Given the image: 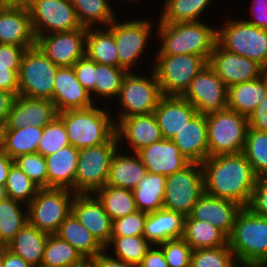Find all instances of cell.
I'll use <instances>...</instances> for the list:
<instances>
[{
	"mask_svg": "<svg viewBox=\"0 0 267 267\" xmlns=\"http://www.w3.org/2000/svg\"><path fill=\"white\" fill-rule=\"evenodd\" d=\"M43 128L29 125L20 129H0L1 151L12 159L17 156L37 153Z\"/></svg>",
	"mask_w": 267,
	"mask_h": 267,
	"instance_id": "cell-33",
	"label": "cell"
},
{
	"mask_svg": "<svg viewBox=\"0 0 267 267\" xmlns=\"http://www.w3.org/2000/svg\"><path fill=\"white\" fill-rule=\"evenodd\" d=\"M105 105L95 104L85 109L58 113L57 117L65 126L70 145L77 149L94 147L106 143L115 134L112 109H108L111 104L105 102Z\"/></svg>",
	"mask_w": 267,
	"mask_h": 267,
	"instance_id": "cell-3",
	"label": "cell"
},
{
	"mask_svg": "<svg viewBox=\"0 0 267 267\" xmlns=\"http://www.w3.org/2000/svg\"><path fill=\"white\" fill-rule=\"evenodd\" d=\"M159 246L169 267H190L193 249L183 238L167 240Z\"/></svg>",
	"mask_w": 267,
	"mask_h": 267,
	"instance_id": "cell-50",
	"label": "cell"
},
{
	"mask_svg": "<svg viewBox=\"0 0 267 267\" xmlns=\"http://www.w3.org/2000/svg\"><path fill=\"white\" fill-rule=\"evenodd\" d=\"M148 71L146 75L144 72L142 74L134 71L128 72L124 77L117 101L114 102L118 103L119 107L117 106L116 109L119 111H111L115 125L121 119L132 115L153 113L158 106L163 94L155 73L151 68Z\"/></svg>",
	"mask_w": 267,
	"mask_h": 267,
	"instance_id": "cell-4",
	"label": "cell"
},
{
	"mask_svg": "<svg viewBox=\"0 0 267 267\" xmlns=\"http://www.w3.org/2000/svg\"><path fill=\"white\" fill-rule=\"evenodd\" d=\"M241 209L242 206L235 201L204 193L197 200L188 216L194 220L208 221L229 236L233 229L236 214Z\"/></svg>",
	"mask_w": 267,
	"mask_h": 267,
	"instance_id": "cell-22",
	"label": "cell"
},
{
	"mask_svg": "<svg viewBox=\"0 0 267 267\" xmlns=\"http://www.w3.org/2000/svg\"><path fill=\"white\" fill-rule=\"evenodd\" d=\"M151 69L163 96H183L193 78L208 64L193 54L154 55Z\"/></svg>",
	"mask_w": 267,
	"mask_h": 267,
	"instance_id": "cell-9",
	"label": "cell"
},
{
	"mask_svg": "<svg viewBox=\"0 0 267 267\" xmlns=\"http://www.w3.org/2000/svg\"><path fill=\"white\" fill-rule=\"evenodd\" d=\"M82 27H106L117 17L110 0H71Z\"/></svg>",
	"mask_w": 267,
	"mask_h": 267,
	"instance_id": "cell-38",
	"label": "cell"
},
{
	"mask_svg": "<svg viewBox=\"0 0 267 267\" xmlns=\"http://www.w3.org/2000/svg\"><path fill=\"white\" fill-rule=\"evenodd\" d=\"M212 1L214 0H165L157 19L162 23L201 21Z\"/></svg>",
	"mask_w": 267,
	"mask_h": 267,
	"instance_id": "cell-37",
	"label": "cell"
},
{
	"mask_svg": "<svg viewBox=\"0 0 267 267\" xmlns=\"http://www.w3.org/2000/svg\"><path fill=\"white\" fill-rule=\"evenodd\" d=\"M14 164L21 169L39 188H48L46 159L40 153L17 156Z\"/></svg>",
	"mask_w": 267,
	"mask_h": 267,
	"instance_id": "cell-49",
	"label": "cell"
},
{
	"mask_svg": "<svg viewBox=\"0 0 267 267\" xmlns=\"http://www.w3.org/2000/svg\"><path fill=\"white\" fill-rule=\"evenodd\" d=\"M248 208L255 214L267 218V176L257 178Z\"/></svg>",
	"mask_w": 267,
	"mask_h": 267,
	"instance_id": "cell-53",
	"label": "cell"
},
{
	"mask_svg": "<svg viewBox=\"0 0 267 267\" xmlns=\"http://www.w3.org/2000/svg\"><path fill=\"white\" fill-rule=\"evenodd\" d=\"M72 213L104 247L110 243L112 220L94 194H75Z\"/></svg>",
	"mask_w": 267,
	"mask_h": 267,
	"instance_id": "cell-21",
	"label": "cell"
},
{
	"mask_svg": "<svg viewBox=\"0 0 267 267\" xmlns=\"http://www.w3.org/2000/svg\"><path fill=\"white\" fill-rule=\"evenodd\" d=\"M28 47L0 44V89L18 95V72Z\"/></svg>",
	"mask_w": 267,
	"mask_h": 267,
	"instance_id": "cell-43",
	"label": "cell"
},
{
	"mask_svg": "<svg viewBox=\"0 0 267 267\" xmlns=\"http://www.w3.org/2000/svg\"><path fill=\"white\" fill-rule=\"evenodd\" d=\"M115 133L119 141V146H122L124 143L123 145L126 146L124 148H127L129 153H137L142 148L163 139L153 113L132 115L121 119L116 124Z\"/></svg>",
	"mask_w": 267,
	"mask_h": 267,
	"instance_id": "cell-20",
	"label": "cell"
},
{
	"mask_svg": "<svg viewBox=\"0 0 267 267\" xmlns=\"http://www.w3.org/2000/svg\"><path fill=\"white\" fill-rule=\"evenodd\" d=\"M153 114L163 139L171 140L197 114V110L182 96H163Z\"/></svg>",
	"mask_w": 267,
	"mask_h": 267,
	"instance_id": "cell-25",
	"label": "cell"
},
{
	"mask_svg": "<svg viewBox=\"0 0 267 267\" xmlns=\"http://www.w3.org/2000/svg\"><path fill=\"white\" fill-rule=\"evenodd\" d=\"M49 234L27 223L7 244V249L34 267H40Z\"/></svg>",
	"mask_w": 267,
	"mask_h": 267,
	"instance_id": "cell-31",
	"label": "cell"
},
{
	"mask_svg": "<svg viewBox=\"0 0 267 267\" xmlns=\"http://www.w3.org/2000/svg\"><path fill=\"white\" fill-rule=\"evenodd\" d=\"M58 68L37 45L27 48L18 72V95L52 100Z\"/></svg>",
	"mask_w": 267,
	"mask_h": 267,
	"instance_id": "cell-11",
	"label": "cell"
},
{
	"mask_svg": "<svg viewBox=\"0 0 267 267\" xmlns=\"http://www.w3.org/2000/svg\"><path fill=\"white\" fill-rule=\"evenodd\" d=\"M217 28V43L229 52L256 61L267 71V30L251 25L243 17H226Z\"/></svg>",
	"mask_w": 267,
	"mask_h": 267,
	"instance_id": "cell-7",
	"label": "cell"
},
{
	"mask_svg": "<svg viewBox=\"0 0 267 267\" xmlns=\"http://www.w3.org/2000/svg\"><path fill=\"white\" fill-rule=\"evenodd\" d=\"M36 45L59 67H73L85 56L86 28L41 35Z\"/></svg>",
	"mask_w": 267,
	"mask_h": 267,
	"instance_id": "cell-17",
	"label": "cell"
},
{
	"mask_svg": "<svg viewBox=\"0 0 267 267\" xmlns=\"http://www.w3.org/2000/svg\"><path fill=\"white\" fill-rule=\"evenodd\" d=\"M111 1H113V0H111ZM126 1H129V2H131V1L132 2L134 1L135 2L136 1V3H137L138 0H126ZM139 1H141V0H139Z\"/></svg>",
	"mask_w": 267,
	"mask_h": 267,
	"instance_id": "cell-65",
	"label": "cell"
},
{
	"mask_svg": "<svg viewBox=\"0 0 267 267\" xmlns=\"http://www.w3.org/2000/svg\"><path fill=\"white\" fill-rule=\"evenodd\" d=\"M111 252L105 248L101 253L87 260L89 267H137L112 256Z\"/></svg>",
	"mask_w": 267,
	"mask_h": 267,
	"instance_id": "cell-54",
	"label": "cell"
},
{
	"mask_svg": "<svg viewBox=\"0 0 267 267\" xmlns=\"http://www.w3.org/2000/svg\"><path fill=\"white\" fill-rule=\"evenodd\" d=\"M236 260L229 245L192 250L190 267H230Z\"/></svg>",
	"mask_w": 267,
	"mask_h": 267,
	"instance_id": "cell-47",
	"label": "cell"
},
{
	"mask_svg": "<svg viewBox=\"0 0 267 267\" xmlns=\"http://www.w3.org/2000/svg\"><path fill=\"white\" fill-rule=\"evenodd\" d=\"M6 196L13 200L28 205L40 189L21 169L15 164L9 170L5 183Z\"/></svg>",
	"mask_w": 267,
	"mask_h": 267,
	"instance_id": "cell-46",
	"label": "cell"
},
{
	"mask_svg": "<svg viewBox=\"0 0 267 267\" xmlns=\"http://www.w3.org/2000/svg\"><path fill=\"white\" fill-rule=\"evenodd\" d=\"M205 115L209 156L242 153L248 117L228 108Z\"/></svg>",
	"mask_w": 267,
	"mask_h": 267,
	"instance_id": "cell-8",
	"label": "cell"
},
{
	"mask_svg": "<svg viewBox=\"0 0 267 267\" xmlns=\"http://www.w3.org/2000/svg\"><path fill=\"white\" fill-rule=\"evenodd\" d=\"M147 172L169 176L187 166L190 161L169 139H162L137 152Z\"/></svg>",
	"mask_w": 267,
	"mask_h": 267,
	"instance_id": "cell-24",
	"label": "cell"
},
{
	"mask_svg": "<svg viewBox=\"0 0 267 267\" xmlns=\"http://www.w3.org/2000/svg\"><path fill=\"white\" fill-rule=\"evenodd\" d=\"M6 196V191H5V187L0 185V200L5 199Z\"/></svg>",
	"mask_w": 267,
	"mask_h": 267,
	"instance_id": "cell-63",
	"label": "cell"
},
{
	"mask_svg": "<svg viewBox=\"0 0 267 267\" xmlns=\"http://www.w3.org/2000/svg\"><path fill=\"white\" fill-rule=\"evenodd\" d=\"M85 55L96 63L118 67V52L111 29L86 28Z\"/></svg>",
	"mask_w": 267,
	"mask_h": 267,
	"instance_id": "cell-34",
	"label": "cell"
},
{
	"mask_svg": "<svg viewBox=\"0 0 267 267\" xmlns=\"http://www.w3.org/2000/svg\"><path fill=\"white\" fill-rule=\"evenodd\" d=\"M119 148L116 133L104 144L79 149L74 180L75 194H94L108 178L110 163Z\"/></svg>",
	"mask_w": 267,
	"mask_h": 267,
	"instance_id": "cell-10",
	"label": "cell"
},
{
	"mask_svg": "<svg viewBox=\"0 0 267 267\" xmlns=\"http://www.w3.org/2000/svg\"><path fill=\"white\" fill-rule=\"evenodd\" d=\"M55 235L77 249L86 260L95 257L105 249L72 212L61 223Z\"/></svg>",
	"mask_w": 267,
	"mask_h": 267,
	"instance_id": "cell-32",
	"label": "cell"
},
{
	"mask_svg": "<svg viewBox=\"0 0 267 267\" xmlns=\"http://www.w3.org/2000/svg\"><path fill=\"white\" fill-rule=\"evenodd\" d=\"M68 267H89V265H88V261L86 260L83 264H79L76 266H68Z\"/></svg>",
	"mask_w": 267,
	"mask_h": 267,
	"instance_id": "cell-64",
	"label": "cell"
},
{
	"mask_svg": "<svg viewBox=\"0 0 267 267\" xmlns=\"http://www.w3.org/2000/svg\"><path fill=\"white\" fill-rule=\"evenodd\" d=\"M248 126L267 132V96L260 101L255 110L249 115Z\"/></svg>",
	"mask_w": 267,
	"mask_h": 267,
	"instance_id": "cell-56",
	"label": "cell"
},
{
	"mask_svg": "<svg viewBox=\"0 0 267 267\" xmlns=\"http://www.w3.org/2000/svg\"><path fill=\"white\" fill-rule=\"evenodd\" d=\"M242 153L257 178L267 176V132L248 127Z\"/></svg>",
	"mask_w": 267,
	"mask_h": 267,
	"instance_id": "cell-45",
	"label": "cell"
},
{
	"mask_svg": "<svg viewBox=\"0 0 267 267\" xmlns=\"http://www.w3.org/2000/svg\"><path fill=\"white\" fill-rule=\"evenodd\" d=\"M137 267H169L162 248L159 245L152 246Z\"/></svg>",
	"mask_w": 267,
	"mask_h": 267,
	"instance_id": "cell-57",
	"label": "cell"
},
{
	"mask_svg": "<svg viewBox=\"0 0 267 267\" xmlns=\"http://www.w3.org/2000/svg\"><path fill=\"white\" fill-rule=\"evenodd\" d=\"M185 216L181 213L161 208L147 213L143 236L152 245H160L167 240L182 238Z\"/></svg>",
	"mask_w": 267,
	"mask_h": 267,
	"instance_id": "cell-28",
	"label": "cell"
},
{
	"mask_svg": "<svg viewBox=\"0 0 267 267\" xmlns=\"http://www.w3.org/2000/svg\"><path fill=\"white\" fill-rule=\"evenodd\" d=\"M228 245L236 260L267 263V218L242 207L236 214Z\"/></svg>",
	"mask_w": 267,
	"mask_h": 267,
	"instance_id": "cell-5",
	"label": "cell"
},
{
	"mask_svg": "<svg viewBox=\"0 0 267 267\" xmlns=\"http://www.w3.org/2000/svg\"><path fill=\"white\" fill-rule=\"evenodd\" d=\"M75 193L64 188H40L27 205L28 223L40 231L55 234L72 212Z\"/></svg>",
	"mask_w": 267,
	"mask_h": 267,
	"instance_id": "cell-12",
	"label": "cell"
},
{
	"mask_svg": "<svg viewBox=\"0 0 267 267\" xmlns=\"http://www.w3.org/2000/svg\"><path fill=\"white\" fill-rule=\"evenodd\" d=\"M7 250V244H5L4 242L0 241V262L3 258L4 253Z\"/></svg>",
	"mask_w": 267,
	"mask_h": 267,
	"instance_id": "cell-62",
	"label": "cell"
},
{
	"mask_svg": "<svg viewBox=\"0 0 267 267\" xmlns=\"http://www.w3.org/2000/svg\"><path fill=\"white\" fill-rule=\"evenodd\" d=\"M117 17L108 25L114 36L118 52V67L126 69L128 72L137 70L138 63H143L145 50L154 40V24L152 19L146 17L143 19H124L119 20ZM119 20V21H118ZM124 20V21H123ZM152 38V39H151ZM142 62H141V60ZM139 60V61H138ZM135 68V69H134Z\"/></svg>",
	"mask_w": 267,
	"mask_h": 267,
	"instance_id": "cell-6",
	"label": "cell"
},
{
	"mask_svg": "<svg viewBox=\"0 0 267 267\" xmlns=\"http://www.w3.org/2000/svg\"><path fill=\"white\" fill-rule=\"evenodd\" d=\"M15 97L11 92L0 89V128L6 123Z\"/></svg>",
	"mask_w": 267,
	"mask_h": 267,
	"instance_id": "cell-58",
	"label": "cell"
},
{
	"mask_svg": "<svg viewBox=\"0 0 267 267\" xmlns=\"http://www.w3.org/2000/svg\"><path fill=\"white\" fill-rule=\"evenodd\" d=\"M204 193L201 163L190 162L183 169L166 177L163 208L186 217Z\"/></svg>",
	"mask_w": 267,
	"mask_h": 267,
	"instance_id": "cell-13",
	"label": "cell"
},
{
	"mask_svg": "<svg viewBox=\"0 0 267 267\" xmlns=\"http://www.w3.org/2000/svg\"><path fill=\"white\" fill-rule=\"evenodd\" d=\"M152 245L143 235L111 236L110 243L105 247L113 251V256L129 264L138 266ZM112 248V249H111ZM114 249V250H113Z\"/></svg>",
	"mask_w": 267,
	"mask_h": 267,
	"instance_id": "cell-44",
	"label": "cell"
},
{
	"mask_svg": "<svg viewBox=\"0 0 267 267\" xmlns=\"http://www.w3.org/2000/svg\"><path fill=\"white\" fill-rule=\"evenodd\" d=\"M171 141L187 160L202 163L209 157L206 115L197 113Z\"/></svg>",
	"mask_w": 267,
	"mask_h": 267,
	"instance_id": "cell-26",
	"label": "cell"
},
{
	"mask_svg": "<svg viewBox=\"0 0 267 267\" xmlns=\"http://www.w3.org/2000/svg\"><path fill=\"white\" fill-rule=\"evenodd\" d=\"M58 115L52 100L17 95L6 123L0 129H20L33 125L44 128Z\"/></svg>",
	"mask_w": 267,
	"mask_h": 267,
	"instance_id": "cell-19",
	"label": "cell"
},
{
	"mask_svg": "<svg viewBox=\"0 0 267 267\" xmlns=\"http://www.w3.org/2000/svg\"><path fill=\"white\" fill-rule=\"evenodd\" d=\"M86 259L68 242L49 234L40 267H68L83 264Z\"/></svg>",
	"mask_w": 267,
	"mask_h": 267,
	"instance_id": "cell-42",
	"label": "cell"
},
{
	"mask_svg": "<svg viewBox=\"0 0 267 267\" xmlns=\"http://www.w3.org/2000/svg\"><path fill=\"white\" fill-rule=\"evenodd\" d=\"M73 69L77 80L90 93L95 103V62L85 55L73 65Z\"/></svg>",
	"mask_w": 267,
	"mask_h": 267,
	"instance_id": "cell-52",
	"label": "cell"
},
{
	"mask_svg": "<svg viewBox=\"0 0 267 267\" xmlns=\"http://www.w3.org/2000/svg\"><path fill=\"white\" fill-rule=\"evenodd\" d=\"M13 164H14V160L9 155L3 153L0 150V185L1 186H5L9 170Z\"/></svg>",
	"mask_w": 267,
	"mask_h": 267,
	"instance_id": "cell-60",
	"label": "cell"
},
{
	"mask_svg": "<svg viewBox=\"0 0 267 267\" xmlns=\"http://www.w3.org/2000/svg\"><path fill=\"white\" fill-rule=\"evenodd\" d=\"M147 213H135L117 218L112 221L111 236H140L143 235Z\"/></svg>",
	"mask_w": 267,
	"mask_h": 267,
	"instance_id": "cell-51",
	"label": "cell"
},
{
	"mask_svg": "<svg viewBox=\"0 0 267 267\" xmlns=\"http://www.w3.org/2000/svg\"><path fill=\"white\" fill-rule=\"evenodd\" d=\"M267 96V71L259 78L228 88L227 108L249 117Z\"/></svg>",
	"mask_w": 267,
	"mask_h": 267,
	"instance_id": "cell-30",
	"label": "cell"
},
{
	"mask_svg": "<svg viewBox=\"0 0 267 267\" xmlns=\"http://www.w3.org/2000/svg\"><path fill=\"white\" fill-rule=\"evenodd\" d=\"M94 195L103 204L104 210L112 221L137 211L132 190L105 184Z\"/></svg>",
	"mask_w": 267,
	"mask_h": 267,
	"instance_id": "cell-40",
	"label": "cell"
},
{
	"mask_svg": "<svg viewBox=\"0 0 267 267\" xmlns=\"http://www.w3.org/2000/svg\"><path fill=\"white\" fill-rule=\"evenodd\" d=\"M0 44L36 46L30 12L24 2L0 0Z\"/></svg>",
	"mask_w": 267,
	"mask_h": 267,
	"instance_id": "cell-16",
	"label": "cell"
},
{
	"mask_svg": "<svg viewBox=\"0 0 267 267\" xmlns=\"http://www.w3.org/2000/svg\"><path fill=\"white\" fill-rule=\"evenodd\" d=\"M127 73L122 67L95 62V104L104 105L103 100L109 103L115 101Z\"/></svg>",
	"mask_w": 267,
	"mask_h": 267,
	"instance_id": "cell-39",
	"label": "cell"
},
{
	"mask_svg": "<svg viewBox=\"0 0 267 267\" xmlns=\"http://www.w3.org/2000/svg\"><path fill=\"white\" fill-rule=\"evenodd\" d=\"M166 176L147 172L132 190L138 211L155 212L163 208Z\"/></svg>",
	"mask_w": 267,
	"mask_h": 267,
	"instance_id": "cell-35",
	"label": "cell"
},
{
	"mask_svg": "<svg viewBox=\"0 0 267 267\" xmlns=\"http://www.w3.org/2000/svg\"><path fill=\"white\" fill-rule=\"evenodd\" d=\"M1 267H34L33 265L27 263L23 258L12 253L8 249L3 255L1 260Z\"/></svg>",
	"mask_w": 267,
	"mask_h": 267,
	"instance_id": "cell-59",
	"label": "cell"
},
{
	"mask_svg": "<svg viewBox=\"0 0 267 267\" xmlns=\"http://www.w3.org/2000/svg\"><path fill=\"white\" fill-rule=\"evenodd\" d=\"M230 267H267V263L235 260Z\"/></svg>",
	"mask_w": 267,
	"mask_h": 267,
	"instance_id": "cell-61",
	"label": "cell"
},
{
	"mask_svg": "<svg viewBox=\"0 0 267 267\" xmlns=\"http://www.w3.org/2000/svg\"><path fill=\"white\" fill-rule=\"evenodd\" d=\"M211 26V27H210ZM158 51L154 55L193 54L207 62L217 42V27L201 21L162 23L157 20ZM161 44V45H160Z\"/></svg>",
	"mask_w": 267,
	"mask_h": 267,
	"instance_id": "cell-2",
	"label": "cell"
},
{
	"mask_svg": "<svg viewBox=\"0 0 267 267\" xmlns=\"http://www.w3.org/2000/svg\"><path fill=\"white\" fill-rule=\"evenodd\" d=\"M53 103L57 112L92 107L90 93L77 80L73 67H59L56 72Z\"/></svg>",
	"mask_w": 267,
	"mask_h": 267,
	"instance_id": "cell-23",
	"label": "cell"
},
{
	"mask_svg": "<svg viewBox=\"0 0 267 267\" xmlns=\"http://www.w3.org/2000/svg\"><path fill=\"white\" fill-rule=\"evenodd\" d=\"M27 223L26 204L8 197L0 200V241L8 244Z\"/></svg>",
	"mask_w": 267,
	"mask_h": 267,
	"instance_id": "cell-41",
	"label": "cell"
},
{
	"mask_svg": "<svg viewBox=\"0 0 267 267\" xmlns=\"http://www.w3.org/2000/svg\"><path fill=\"white\" fill-rule=\"evenodd\" d=\"M70 145L67 132L63 122L56 117L52 122L43 128L41 140L37 152L44 157Z\"/></svg>",
	"mask_w": 267,
	"mask_h": 267,
	"instance_id": "cell-48",
	"label": "cell"
},
{
	"mask_svg": "<svg viewBox=\"0 0 267 267\" xmlns=\"http://www.w3.org/2000/svg\"><path fill=\"white\" fill-rule=\"evenodd\" d=\"M78 158L79 149L72 145L46 156L48 188H64L74 192Z\"/></svg>",
	"mask_w": 267,
	"mask_h": 267,
	"instance_id": "cell-29",
	"label": "cell"
},
{
	"mask_svg": "<svg viewBox=\"0 0 267 267\" xmlns=\"http://www.w3.org/2000/svg\"><path fill=\"white\" fill-rule=\"evenodd\" d=\"M208 65L227 88L238 83L255 80L266 72L256 61L229 52L217 42L208 60Z\"/></svg>",
	"mask_w": 267,
	"mask_h": 267,
	"instance_id": "cell-18",
	"label": "cell"
},
{
	"mask_svg": "<svg viewBox=\"0 0 267 267\" xmlns=\"http://www.w3.org/2000/svg\"><path fill=\"white\" fill-rule=\"evenodd\" d=\"M250 18L245 21L251 25L267 30V0H252Z\"/></svg>",
	"mask_w": 267,
	"mask_h": 267,
	"instance_id": "cell-55",
	"label": "cell"
},
{
	"mask_svg": "<svg viewBox=\"0 0 267 267\" xmlns=\"http://www.w3.org/2000/svg\"><path fill=\"white\" fill-rule=\"evenodd\" d=\"M190 247L195 249L217 248L228 244V236L208 221H200L185 217L182 237Z\"/></svg>",
	"mask_w": 267,
	"mask_h": 267,
	"instance_id": "cell-36",
	"label": "cell"
},
{
	"mask_svg": "<svg viewBox=\"0 0 267 267\" xmlns=\"http://www.w3.org/2000/svg\"><path fill=\"white\" fill-rule=\"evenodd\" d=\"M36 39L41 35L82 28L71 0H27Z\"/></svg>",
	"mask_w": 267,
	"mask_h": 267,
	"instance_id": "cell-14",
	"label": "cell"
},
{
	"mask_svg": "<svg viewBox=\"0 0 267 267\" xmlns=\"http://www.w3.org/2000/svg\"><path fill=\"white\" fill-rule=\"evenodd\" d=\"M123 147L119 146L112 157L106 184L133 190L147 173V168L137 153L128 154Z\"/></svg>",
	"mask_w": 267,
	"mask_h": 267,
	"instance_id": "cell-27",
	"label": "cell"
},
{
	"mask_svg": "<svg viewBox=\"0 0 267 267\" xmlns=\"http://www.w3.org/2000/svg\"><path fill=\"white\" fill-rule=\"evenodd\" d=\"M228 88L207 64L193 78L187 91L182 96L197 110V113L208 114L227 108Z\"/></svg>",
	"mask_w": 267,
	"mask_h": 267,
	"instance_id": "cell-15",
	"label": "cell"
},
{
	"mask_svg": "<svg viewBox=\"0 0 267 267\" xmlns=\"http://www.w3.org/2000/svg\"><path fill=\"white\" fill-rule=\"evenodd\" d=\"M201 167L206 194L248 207L257 176L243 153L209 156Z\"/></svg>",
	"mask_w": 267,
	"mask_h": 267,
	"instance_id": "cell-1",
	"label": "cell"
}]
</instances>
